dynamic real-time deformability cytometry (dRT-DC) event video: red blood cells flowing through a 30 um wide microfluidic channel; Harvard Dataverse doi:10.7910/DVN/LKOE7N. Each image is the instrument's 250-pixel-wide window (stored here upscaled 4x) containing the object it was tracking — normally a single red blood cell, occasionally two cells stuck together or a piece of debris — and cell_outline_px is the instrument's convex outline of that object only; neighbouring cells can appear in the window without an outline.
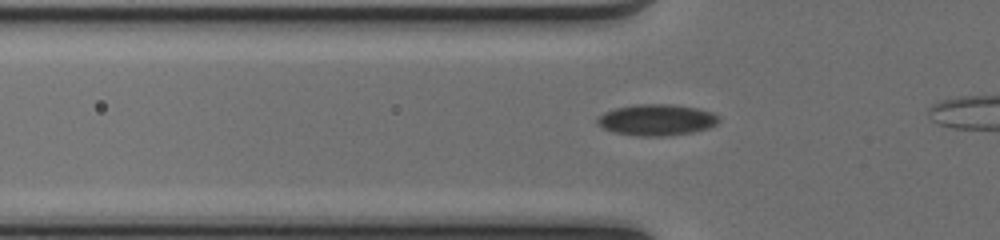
{"species": "common noctule bat (a hibernating species)", "species_latin": "Nyctalus noctula", "temperature_condition": "cold", "stored_images_in_passage": 10, "camera_frame_rate_fps": 3000, "um_per_image_px": 0.085, "animal": {"sex": "female", "body_mass_g": 17.0, "forearm_length_mm": 48.0}, "frame": {"image": 1, "passage_image": 4, "time_ms": 1.0, "image_size_px": [1000, 240], "cell_outline_px": [[720, 120], [716, 124], [708, 128], [692, 132], [664, 136], [636, 136], [616, 132], [604, 128], [596, 124], [596, 120], [604, 112], [616, 108], [636, 104], [672, 104], [696, 108], [712, 112], [720, 116]], "centroid_in_image_um": [55.83, 10.18], "position_along_channel_um": 70.0, "area_um2": 22.08}}
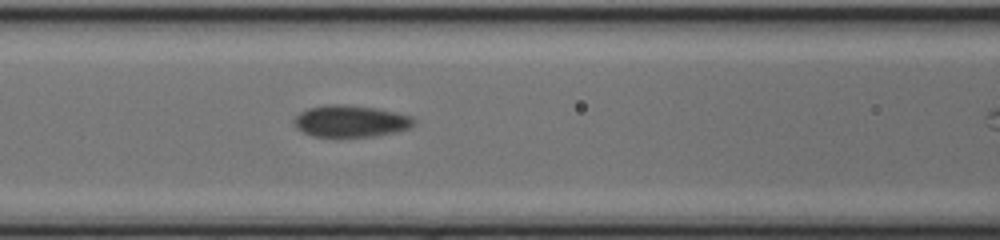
{"frame": {"image": 2, "passage_image": 9, "time_ms": 2.667, "image_size_px": [1000, 240], "cell_outline_px": [[416, 120], [408, 128], [396, 132], [372, 136], [312, 136], [296, 128], [292, 120], [300, 112], [308, 108], [324, 104], [348, 104], [376, 108], [396, 112], [412, 116]], "centroid_in_image_um": [29.78, 10.28], "position_along_channel_um": 136.8, "area_um2": 22.2}}